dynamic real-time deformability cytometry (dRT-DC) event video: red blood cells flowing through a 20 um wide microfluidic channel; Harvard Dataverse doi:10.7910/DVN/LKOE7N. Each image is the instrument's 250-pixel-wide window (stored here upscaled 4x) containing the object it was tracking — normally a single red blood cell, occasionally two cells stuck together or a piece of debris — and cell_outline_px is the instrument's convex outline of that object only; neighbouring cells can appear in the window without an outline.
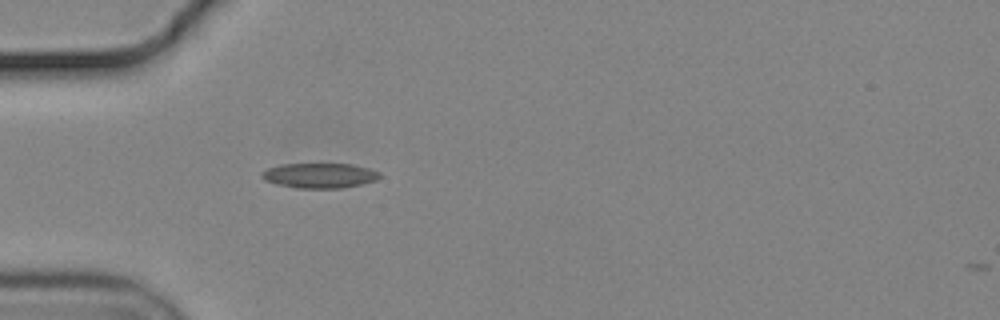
{"species": "common noctule bat (a hibernating species)", "species_latin": "Nyctalus noctula", "temperature_condition": "cold", "stored_images_in_passage": 2, "camera_frame_rate_fps": 3000, "um_per_image_px": 0.085, "animal": {"sex": "male", "body_mass_g": 19.2, "forearm_length_mm": 51.8}, "frame": {"image": 1, "passage_image": 1, "time_ms": 0.0, "image_size_px": [1000, 320], "cell_outline_px": [[380, 176], [376, 180], [360, 184], [340, 188], [296, 188], [276, 184], [264, 180], [260, 176], [260, 172], [268, 168], [280, 164], [352, 164], [368, 168], [380, 172]], "centroid_in_image_um": [27.12, 14.92], "position_along_channel_um": 57.9, "area_um2": 17.17}}